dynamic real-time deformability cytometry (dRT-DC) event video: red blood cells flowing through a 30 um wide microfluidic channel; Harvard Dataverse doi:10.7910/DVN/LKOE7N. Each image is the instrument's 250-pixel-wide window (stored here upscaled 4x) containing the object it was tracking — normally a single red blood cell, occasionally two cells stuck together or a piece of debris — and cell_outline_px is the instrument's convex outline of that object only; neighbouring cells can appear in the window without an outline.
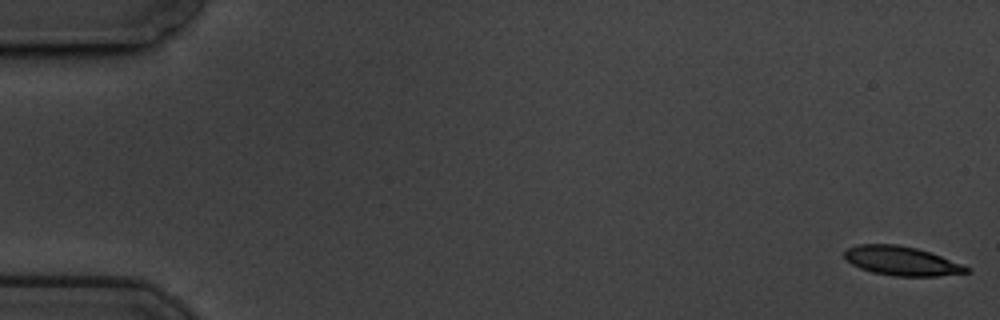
{"species": "common noctule bat (a hibernating species)", "species_latin": "Nyctalus noctula", "temperature_condition": "cold", "stored_images_in_passage": 60, "camera_frame_rate_fps": 3000, "um_per_image_px": 0.085, "animal": {"sex": "male", "body_mass_g": 19.5, "forearm_length_mm": 54.6}, "frame": {"image": 1, "passage_image": 1, "time_ms": 0.0, "image_size_px": [1000, 320], "cell_outline_px": [[972, 268], [968, 272], [936, 276], [892, 276], [872, 272], [860, 268], [852, 264], [844, 256], [844, 252], [848, 248], [856, 244], [896, 244], [916, 248], [940, 256]], "centroid_in_image_um": [76.61, 22.18], "position_along_channel_um": 8.4, "area_um2": 20.52}}
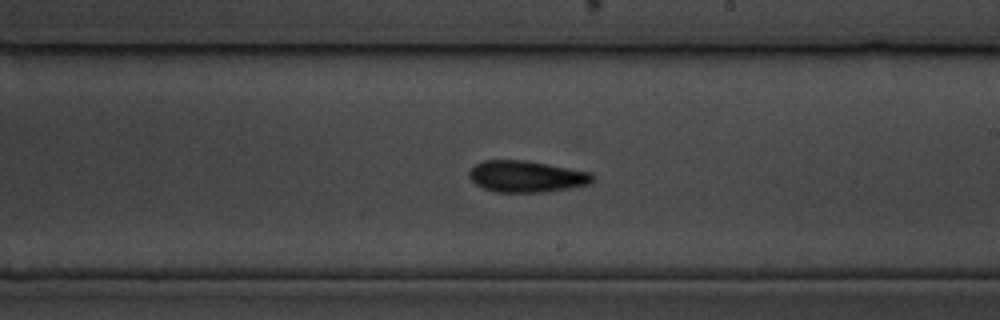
{"frame": {"image": 2, "passage_image": 35, "time_ms": 11.333, "image_size_px": [1000, 320], "cell_outline_px": [[596, 180], [592, 184], [548, 192], [496, 192], [484, 188], [476, 184], [468, 176], [468, 172], [476, 164], [484, 160], [524, 160], [548, 164], [592, 172], [596, 176]], "centroid_in_image_um": [44.82, 15.0], "position_along_channel_um": 244.2, "area_um2": 22.95}}
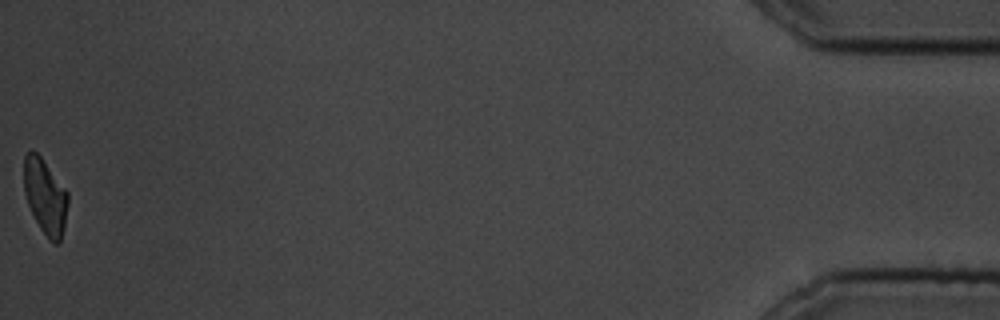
{"frame": {"image": 3, "passage_image": 60, "time_ms": 19.667, "image_size_px": [1000, 320], "cell_outline_px": [[68, 204], [64, 228], [60, 244], [56, 244], [48, 240], [40, 228], [28, 204], [24, 192], [24, 156], [32, 148], [40, 156], [68, 192]], "centroid_in_image_um": [3.85, 16.72], "position_along_channel_um": 431.4, "area_um2": 19.31}, "authors_computed_cell_mechanics": {"area_um2": 21.8195, "velocity_mm_per_s": 3.3646, "shape_relaxation_time_tau1_ms": 4.6324, "shape_relaxation_time_tau2_ms": 3.7166, "deformation_change_tau1": 0.1574, "deformation_change_tau2": 0.1191}}